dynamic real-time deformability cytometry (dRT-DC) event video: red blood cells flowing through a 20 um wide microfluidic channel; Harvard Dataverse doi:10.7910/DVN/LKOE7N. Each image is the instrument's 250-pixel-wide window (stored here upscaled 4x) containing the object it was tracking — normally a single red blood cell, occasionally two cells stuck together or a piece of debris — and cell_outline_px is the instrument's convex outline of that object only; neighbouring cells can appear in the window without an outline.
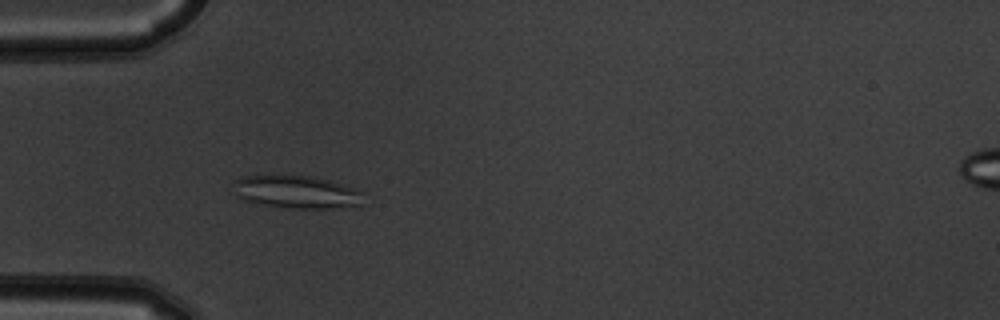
{"species": "common noctule bat (a hibernating species)", "species_latin": "Nyctalus noctula", "temperature_condition": "warm", "stored_images_in_passage": 14, "camera_frame_rate_fps": 3000, "um_per_image_px": 0.085, "animal": {"sex": "male", "body_mass_g": 19.5, "forearm_length_mm": 54.6}, "frame": {"image": 1, "passage_image": 4, "time_ms": 1.0, "image_size_px": [1000, 320], "cell_outline_px": [[364, 192], [360, 204], [332, 208], [288, 208], [260, 204], [244, 200], [236, 196], [236, 180], [240, 176], [312, 176], [328, 180], [356, 188]], "centroid_in_image_um": [25.22, 16.32], "position_along_channel_um": 59.8, "area_um2": 24.51}}
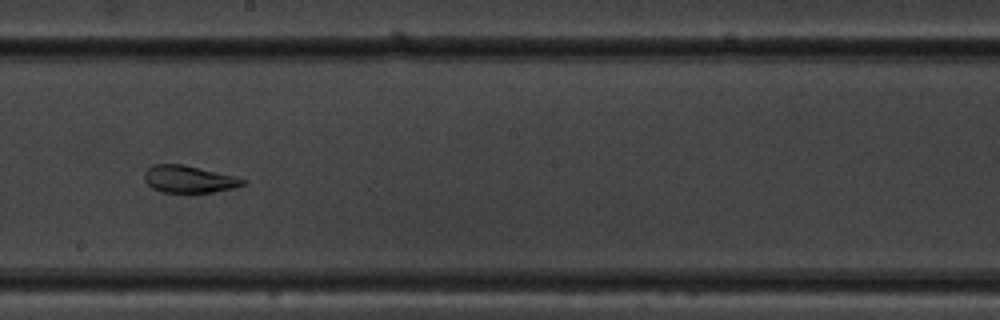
{"frame": {"image": 2, "passage_image": 8, "time_ms": 2.333, "image_size_px": [1000, 320], "cell_outline_px": [[248, 180], [244, 184], [236, 188], [212, 192], [160, 192], [152, 188], [144, 180], [144, 172], [152, 164], [184, 164]], "centroid_in_image_um": [16.03, 15.23], "position_along_channel_um": 232.2, "area_um2": 15.55}}
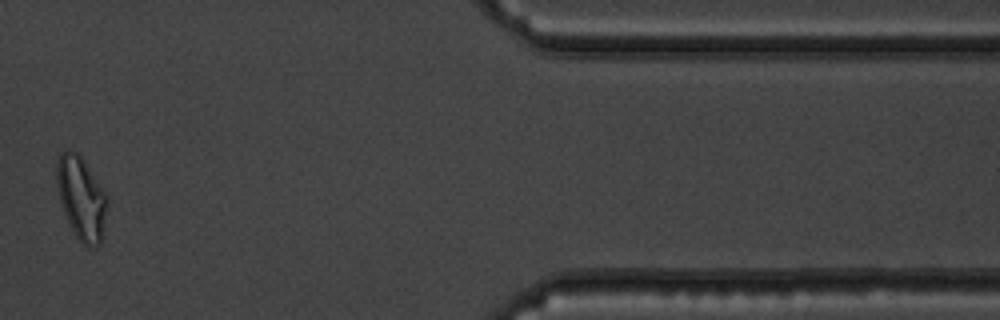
{"frame": {"image": 3, "passage_image": 12, "time_ms": 3.667, "image_size_px": [1000, 320], "cell_outline_px": [[108, 200], [104, 236], [100, 244], [92, 248], [88, 248], [76, 236], [64, 212], [60, 200], [56, 184], [56, 164], [60, 152], [76, 152], [80, 156], [108, 196]], "centroid_in_image_um": [6.94, 16.89], "position_along_channel_um": 404.5, "area_um2": 24.33}}